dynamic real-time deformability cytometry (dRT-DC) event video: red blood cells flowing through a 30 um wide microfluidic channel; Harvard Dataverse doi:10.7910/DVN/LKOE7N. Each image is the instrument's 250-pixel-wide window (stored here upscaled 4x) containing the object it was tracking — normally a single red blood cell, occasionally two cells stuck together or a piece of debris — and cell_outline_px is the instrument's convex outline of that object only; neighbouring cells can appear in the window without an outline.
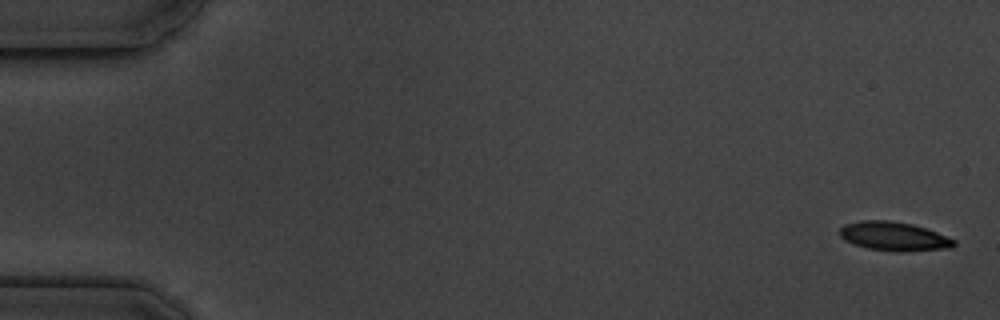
{"species": "common noctule bat (a hibernating species)", "species_latin": "Nyctalus noctula", "temperature_condition": "cold", "stored_images_in_passage": 17, "camera_frame_rate_fps": 3000, "um_per_image_px": 0.085, "animal": {"sex": "male", "body_mass_g": 19.5, "forearm_length_mm": 54.6}, "frame": {"image": 1, "passage_image": 1, "time_ms": 0.0, "image_size_px": [1000, 320], "cell_outline_px": [[956, 244], [952, 248], [904, 252], [900, 252], [868, 248], [844, 240], [840, 236], [840, 228], [844, 224], [860, 220], [888, 220], [912, 224], [928, 228], [956, 240]], "centroid_in_image_um": [76.02, 20.08], "position_along_channel_um": 9.0, "area_um2": 19.42}}
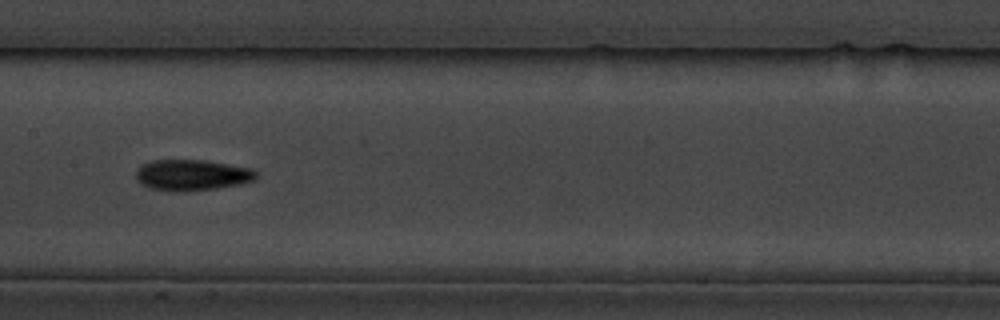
{"frame": {"image": 2, "passage_image": 9, "time_ms": 9.0, "image_size_px": [1000, 320], "cell_outline_px": [[256, 176], [252, 180], [240, 184], [216, 188], [184, 192], [180, 192], [148, 188], [136, 180], [136, 172], [144, 164], [152, 160], [204, 160], [248, 168], [256, 172]], "centroid_in_image_um": [16.27, 14.89], "position_along_channel_um": 191.1, "area_um2": 21.39}}
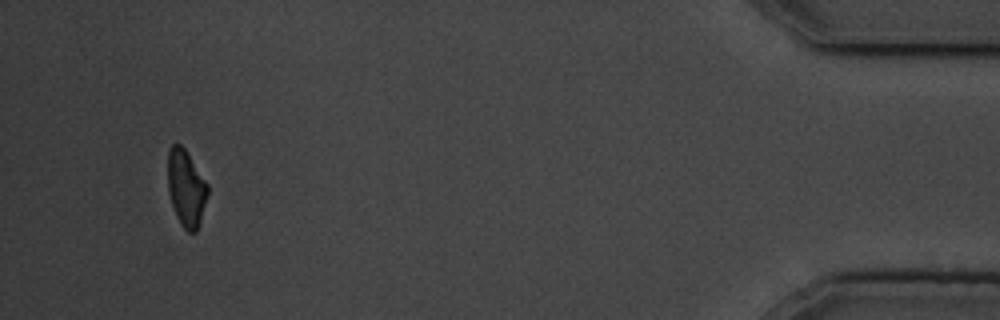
{"frame": {"image": 3, "passage_image": 16, "time_ms": 17.333, "image_size_px": [1000, 320], "cell_outline_px": [[208, 192], [200, 224], [196, 232], [188, 232], [180, 224], [176, 216], [168, 192], [168, 148], [172, 144], [180, 144], [184, 148], [208, 184]], "centroid_in_image_um": [15.81, 16.0], "position_along_channel_um": 419.4, "area_um2": 17.8}, "authors_computed_cell_mechanics": {"area_um2": 19.7676, "velocity_mm_per_s": 3.5923, "shape_relaxation_time_tau1_ms": 2.3789, "shape_relaxation_time_tau2_ms": null, "deformation_change_tau1": 0.0846, "deformation_change_tau2": null}}